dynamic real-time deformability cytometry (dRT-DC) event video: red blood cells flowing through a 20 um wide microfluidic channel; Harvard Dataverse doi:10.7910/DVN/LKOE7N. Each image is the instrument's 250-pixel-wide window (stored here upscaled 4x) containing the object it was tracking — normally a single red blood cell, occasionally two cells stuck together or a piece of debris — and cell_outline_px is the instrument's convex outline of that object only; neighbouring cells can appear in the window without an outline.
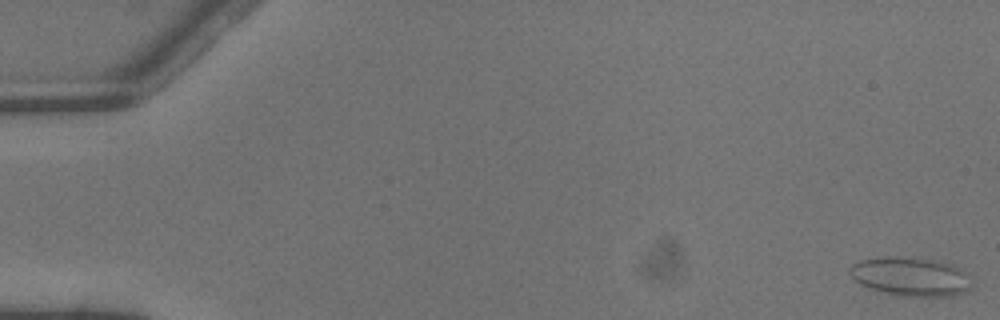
{"species": "common noctule bat (a hibernating species)", "species_latin": "Nyctalus noctula", "temperature_condition": "warm", "stored_images_in_passage": 3, "camera_frame_rate_fps": 3000, "um_per_image_px": 0.085, "animal": {"sex": "male", "body_mass_g": 13.3}, "frame": {"image": 1, "passage_image": 1, "time_ms": 0.0, "image_size_px": [1000, 320], "cell_outline_px": [[972, 288], [964, 292], [952, 296], [904, 296], [884, 292], [860, 284], [848, 272], [848, 268], [852, 264], [860, 260], [896, 256], [932, 260], [952, 264], [960, 268], [972, 276]], "centroid_in_image_um": [77.47, 23.51], "position_along_channel_um": 7.5, "area_um2": 27.57}}